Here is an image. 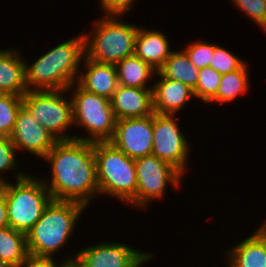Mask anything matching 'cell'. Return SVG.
Wrapping results in <instances>:
<instances>
[{"label":"cell","instance_id":"6da1fadb","mask_svg":"<svg viewBox=\"0 0 266 267\" xmlns=\"http://www.w3.org/2000/svg\"><path fill=\"white\" fill-rule=\"evenodd\" d=\"M43 160L51 166L50 181L41 179L52 200L74 201L88 208L99 195L93 143L77 139L57 141Z\"/></svg>","mask_w":266,"mask_h":267},{"label":"cell","instance_id":"7a4b0ae2","mask_svg":"<svg viewBox=\"0 0 266 267\" xmlns=\"http://www.w3.org/2000/svg\"><path fill=\"white\" fill-rule=\"evenodd\" d=\"M84 56L85 36L82 31L43 53L30 65L25 60L28 91L67 90L77 83Z\"/></svg>","mask_w":266,"mask_h":267},{"label":"cell","instance_id":"3957f363","mask_svg":"<svg viewBox=\"0 0 266 267\" xmlns=\"http://www.w3.org/2000/svg\"><path fill=\"white\" fill-rule=\"evenodd\" d=\"M87 207L74 201L51 200L41 218L26 233L30 255L55 257L68 245L81 214Z\"/></svg>","mask_w":266,"mask_h":267},{"label":"cell","instance_id":"277c9868","mask_svg":"<svg viewBox=\"0 0 266 267\" xmlns=\"http://www.w3.org/2000/svg\"><path fill=\"white\" fill-rule=\"evenodd\" d=\"M93 150L99 195H110L136 209L135 159L128 157L110 141L93 143Z\"/></svg>","mask_w":266,"mask_h":267},{"label":"cell","instance_id":"5b68a950","mask_svg":"<svg viewBox=\"0 0 266 267\" xmlns=\"http://www.w3.org/2000/svg\"><path fill=\"white\" fill-rule=\"evenodd\" d=\"M123 18L102 15L94 20L96 22L91 26L94 27L93 30L83 32L87 58L99 63L116 65L120 60L134 55L139 25L123 21Z\"/></svg>","mask_w":266,"mask_h":267},{"label":"cell","instance_id":"8992f818","mask_svg":"<svg viewBox=\"0 0 266 267\" xmlns=\"http://www.w3.org/2000/svg\"><path fill=\"white\" fill-rule=\"evenodd\" d=\"M71 93L73 123L77 128L83 127L87 136L74 135V139L85 142H106L113 137L117 119L111 101L82 89L74 83L67 89Z\"/></svg>","mask_w":266,"mask_h":267},{"label":"cell","instance_id":"52a82bcc","mask_svg":"<svg viewBox=\"0 0 266 267\" xmlns=\"http://www.w3.org/2000/svg\"><path fill=\"white\" fill-rule=\"evenodd\" d=\"M14 182L9 184L6 195L9 226L26 234L41 218L52 197L41 177L27 173Z\"/></svg>","mask_w":266,"mask_h":267},{"label":"cell","instance_id":"ba28073f","mask_svg":"<svg viewBox=\"0 0 266 267\" xmlns=\"http://www.w3.org/2000/svg\"><path fill=\"white\" fill-rule=\"evenodd\" d=\"M65 96L69 91H27L23 96V105L57 141L74 139L67 132L74 126L72 100Z\"/></svg>","mask_w":266,"mask_h":267},{"label":"cell","instance_id":"9c48e42d","mask_svg":"<svg viewBox=\"0 0 266 267\" xmlns=\"http://www.w3.org/2000/svg\"><path fill=\"white\" fill-rule=\"evenodd\" d=\"M137 192L136 208L145 211L153 200H161L168 188L172 185L178 189L182 184L183 175L170 163L150 155L135 159ZM182 178V179H181ZM145 209V210H144Z\"/></svg>","mask_w":266,"mask_h":267},{"label":"cell","instance_id":"30bf717a","mask_svg":"<svg viewBox=\"0 0 266 267\" xmlns=\"http://www.w3.org/2000/svg\"><path fill=\"white\" fill-rule=\"evenodd\" d=\"M177 118L176 115L153 114L152 155L170 163L184 175L189 169L190 141L181 132Z\"/></svg>","mask_w":266,"mask_h":267},{"label":"cell","instance_id":"8fae6325","mask_svg":"<svg viewBox=\"0 0 266 267\" xmlns=\"http://www.w3.org/2000/svg\"><path fill=\"white\" fill-rule=\"evenodd\" d=\"M75 260L81 267H143L152 252H143L119 242H99L79 250Z\"/></svg>","mask_w":266,"mask_h":267},{"label":"cell","instance_id":"7c38bea8","mask_svg":"<svg viewBox=\"0 0 266 267\" xmlns=\"http://www.w3.org/2000/svg\"><path fill=\"white\" fill-rule=\"evenodd\" d=\"M153 115L117 120L110 142L128 157L136 159L153 153Z\"/></svg>","mask_w":266,"mask_h":267},{"label":"cell","instance_id":"4fadbf2b","mask_svg":"<svg viewBox=\"0 0 266 267\" xmlns=\"http://www.w3.org/2000/svg\"><path fill=\"white\" fill-rule=\"evenodd\" d=\"M10 138L18 154L24 150L37 159L38 157L43 159L57 142L24 105L18 112Z\"/></svg>","mask_w":266,"mask_h":267},{"label":"cell","instance_id":"5bb4252c","mask_svg":"<svg viewBox=\"0 0 266 267\" xmlns=\"http://www.w3.org/2000/svg\"><path fill=\"white\" fill-rule=\"evenodd\" d=\"M82 67L77 84L87 92L111 100L119 86L116 65L95 62L84 56Z\"/></svg>","mask_w":266,"mask_h":267},{"label":"cell","instance_id":"9a60e30c","mask_svg":"<svg viewBox=\"0 0 266 267\" xmlns=\"http://www.w3.org/2000/svg\"><path fill=\"white\" fill-rule=\"evenodd\" d=\"M157 81L153 83L154 112L158 114H179L192 98L194 91L186 84L165 78L156 72ZM159 79V80H158Z\"/></svg>","mask_w":266,"mask_h":267},{"label":"cell","instance_id":"2e32d148","mask_svg":"<svg viewBox=\"0 0 266 267\" xmlns=\"http://www.w3.org/2000/svg\"><path fill=\"white\" fill-rule=\"evenodd\" d=\"M112 109L117 120L153 115V90L119 85L113 94Z\"/></svg>","mask_w":266,"mask_h":267},{"label":"cell","instance_id":"e0dca14e","mask_svg":"<svg viewBox=\"0 0 266 267\" xmlns=\"http://www.w3.org/2000/svg\"><path fill=\"white\" fill-rule=\"evenodd\" d=\"M264 220L251 236L225 250L227 267H266V219Z\"/></svg>","mask_w":266,"mask_h":267},{"label":"cell","instance_id":"ac0fdd59","mask_svg":"<svg viewBox=\"0 0 266 267\" xmlns=\"http://www.w3.org/2000/svg\"><path fill=\"white\" fill-rule=\"evenodd\" d=\"M168 37L160 30L139 26L135 39V52L144 62L159 71L173 50L170 49Z\"/></svg>","mask_w":266,"mask_h":267},{"label":"cell","instance_id":"d6986e66","mask_svg":"<svg viewBox=\"0 0 266 267\" xmlns=\"http://www.w3.org/2000/svg\"><path fill=\"white\" fill-rule=\"evenodd\" d=\"M18 49L0 50V93L23 97L27 91L25 83V60Z\"/></svg>","mask_w":266,"mask_h":267},{"label":"cell","instance_id":"ffe728a7","mask_svg":"<svg viewBox=\"0 0 266 267\" xmlns=\"http://www.w3.org/2000/svg\"><path fill=\"white\" fill-rule=\"evenodd\" d=\"M116 68L119 85L153 89V83L150 85L149 82L156 76L157 71L135 54L120 60Z\"/></svg>","mask_w":266,"mask_h":267},{"label":"cell","instance_id":"44dd1931","mask_svg":"<svg viewBox=\"0 0 266 267\" xmlns=\"http://www.w3.org/2000/svg\"><path fill=\"white\" fill-rule=\"evenodd\" d=\"M200 69L191 63L186 53L181 50H173L159 72L165 77L182 82L192 90L196 88Z\"/></svg>","mask_w":266,"mask_h":267},{"label":"cell","instance_id":"7402d4cb","mask_svg":"<svg viewBox=\"0 0 266 267\" xmlns=\"http://www.w3.org/2000/svg\"><path fill=\"white\" fill-rule=\"evenodd\" d=\"M29 255L26 234L10 226L0 229V259L20 267Z\"/></svg>","mask_w":266,"mask_h":267},{"label":"cell","instance_id":"603a6c76","mask_svg":"<svg viewBox=\"0 0 266 267\" xmlns=\"http://www.w3.org/2000/svg\"><path fill=\"white\" fill-rule=\"evenodd\" d=\"M245 63L240 69L223 74L215 98L210 102L227 103L236 100V97L242 96L249 90V69Z\"/></svg>","mask_w":266,"mask_h":267},{"label":"cell","instance_id":"cb8c5ba5","mask_svg":"<svg viewBox=\"0 0 266 267\" xmlns=\"http://www.w3.org/2000/svg\"><path fill=\"white\" fill-rule=\"evenodd\" d=\"M23 97L0 93V137L10 138Z\"/></svg>","mask_w":266,"mask_h":267},{"label":"cell","instance_id":"d4e9b609","mask_svg":"<svg viewBox=\"0 0 266 267\" xmlns=\"http://www.w3.org/2000/svg\"><path fill=\"white\" fill-rule=\"evenodd\" d=\"M221 77L222 75L210 66L200 69L198 83L193 90L196 100L210 103L217 94Z\"/></svg>","mask_w":266,"mask_h":267},{"label":"cell","instance_id":"484cf974","mask_svg":"<svg viewBox=\"0 0 266 267\" xmlns=\"http://www.w3.org/2000/svg\"><path fill=\"white\" fill-rule=\"evenodd\" d=\"M245 63L241 57L217 44L209 66L223 75L240 69Z\"/></svg>","mask_w":266,"mask_h":267},{"label":"cell","instance_id":"4316f807","mask_svg":"<svg viewBox=\"0 0 266 267\" xmlns=\"http://www.w3.org/2000/svg\"><path fill=\"white\" fill-rule=\"evenodd\" d=\"M17 154L16 147L11 138L0 137V177L3 176L1 174H6L8 171H16L14 180L21 179L27 174L17 168V165H19Z\"/></svg>","mask_w":266,"mask_h":267},{"label":"cell","instance_id":"83f0119b","mask_svg":"<svg viewBox=\"0 0 266 267\" xmlns=\"http://www.w3.org/2000/svg\"><path fill=\"white\" fill-rule=\"evenodd\" d=\"M216 45V42L210 44L202 40H195L182 49H184L183 51L186 53L191 63L194 64L196 68L202 69L210 65Z\"/></svg>","mask_w":266,"mask_h":267},{"label":"cell","instance_id":"f1b7e54d","mask_svg":"<svg viewBox=\"0 0 266 267\" xmlns=\"http://www.w3.org/2000/svg\"><path fill=\"white\" fill-rule=\"evenodd\" d=\"M266 33V0H229Z\"/></svg>","mask_w":266,"mask_h":267},{"label":"cell","instance_id":"f546056e","mask_svg":"<svg viewBox=\"0 0 266 267\" xmlns=\"http://www.w3.org/2000/svg\"><path fill=\"white\" fill-rule=\"evenodd\" d=\"M137 0H99L104 16H125Z\"/></svg>","mask_w":266,"mask_h":267},{"label":"cell","instance_id":"4dcf8cb0","mask_svg":"<svg viewBox=\"0 0 266 267\" xmlns=\"http://www.w3.org/2000/svg\"><path fill=\"white\" fill-rule=\"evenodd\" d=\"M75 258L76 255L71 257L69 255L67 258L65 255L62 260H59L61 262H58L54 257L34 256L29 254L20 267H59L62 261L74 260Z\"/></svg>","mask_w":266,"mask_h":267},{"label":"cell","instance_id":"1f68e13d","mask_svg":"<svg viewBox=\"0 0 266 267\" xmlns=\"http://www.w3.org/2000/svg\"><path fill=\"white\" fill-rule=\"evenodd\" d=\"M9 226L8 208L6 199L0 202V229Z\"/></svg>","mask_w":266,"mask_h":267},{"label":"cell","instance_id":"d6a6232c","mask_svg":"<svg viewBox=\"0 0 266 267\" xmlns=\"http://www.w3.org/2000/svg\"><path fill=\"white\" fill-rule=\"evenodd\" d=\"M10 183L11 182H9L6 177L4 179L3 177H0V202L6 199L7 190Z\"/></svg>","mask_w":266,"mask_h":267},{"label":"cell","instance_id":"836d02e7","mask_svg":"<svg viewBox=\"0 0 266 267\" xmlns=\"http://www.w3.org/2000/svg\"><path fill=\"white\" fill-rule=\"evenodd\" d=\"M59 267H81L80 264L74 259L69 261H62Z\"/></svg>","mask_w":266,"mask_h":267},{"label":"cell","instance_id":"e575fe53","mask_svg":"<svg viewBox=\"0 0 266 267\" xmlns=\"http://www.w3.org/2000/svg\"><path fill=\"white\" fill-rule=\"evenodd\" d=\"M0 267H15V266L10 265V264H8V263H6V262H4V261H2V260L0 259Z\"/></svg>","mask_w":266,"mask_h":267}]
</instances>
